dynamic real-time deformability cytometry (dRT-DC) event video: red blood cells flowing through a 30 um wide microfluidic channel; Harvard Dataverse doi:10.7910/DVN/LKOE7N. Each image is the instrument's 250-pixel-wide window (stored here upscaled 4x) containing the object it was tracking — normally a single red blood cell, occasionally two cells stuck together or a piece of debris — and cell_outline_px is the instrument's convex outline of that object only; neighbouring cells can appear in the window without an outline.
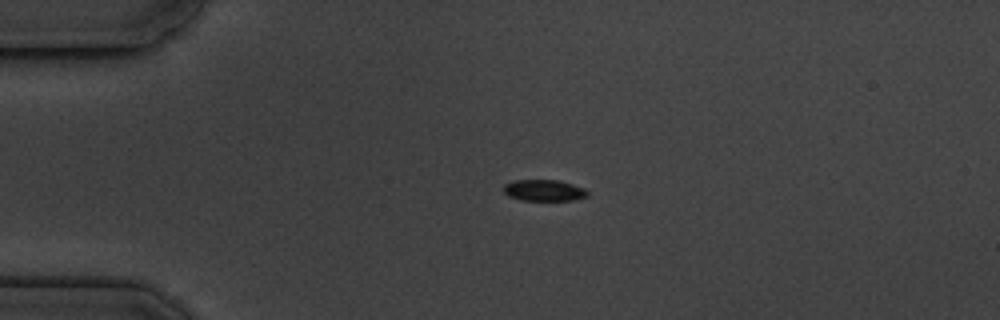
{"species": "common noctule bat (a hibernating species)", "species_latin": "Nyctalus noctula", "temperature_condition": "cold", "stored_images_in_passage": 4, "camera_frame_rate_fps": 3000, "um_per_image_px": 0.085, "animal": {"sex": "male", "body_mass_g": 19.5, "forearm_length_mm": 54.6}, "frame": {"image": 1, "passage_image": 3, "time_ms": 2.333, "image_size_px": [1000, 320], "cell_outline_px": [[588, 196], [572, 200], [524, 200], [508, 196], [504, 192], [504, 184], [512, 180], [560, 180], [584, 188], [588, 192]], "centroid_in_image_um": [46.23, 16.17], "position_along_channel_um": 38.8, "area_um2": 10.4}}